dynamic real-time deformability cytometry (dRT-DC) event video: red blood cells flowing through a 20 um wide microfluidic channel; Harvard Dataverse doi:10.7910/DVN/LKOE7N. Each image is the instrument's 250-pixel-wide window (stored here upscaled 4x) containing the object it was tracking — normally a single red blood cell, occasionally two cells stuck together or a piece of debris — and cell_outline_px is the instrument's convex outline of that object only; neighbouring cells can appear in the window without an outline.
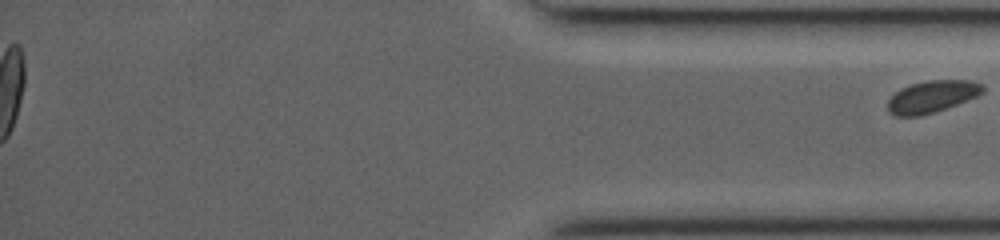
{"species": "common noctule bat (a hibernating species)", "species_latin": "Nyctalus noctula", "temperature_condition": "room temperature", "stored_images_in_passage": 32, "segment_of_instrument_passage": [2, 2], "camera_frame_rate_fps": 3000, "um_per_image_px": 0.085, "animal": {"sex": "female", "body_mass_g": 19.0, "forearm_length_mm": 53.3}, "frame": {"image": 1, "passage_image": 32, "time_ms": 10.333, "image_size_px": [1000, 240], "cell_outline_px": [[984, 92], [976, 96], [956, 104], [920, 116], [896, 116], [888, 112], [888, 100], [900, 88], [912, 84], [928, 80], [968, 80], [980, 84], [984, 88]], "centroid_in_image_um": [79.18, 8.21], "position_along_channel_um": 356.0, "area_um2": 17.4}}